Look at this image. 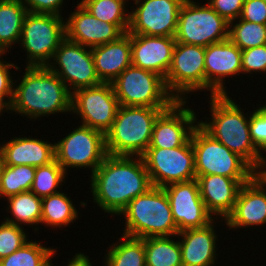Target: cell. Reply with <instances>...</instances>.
Returning a JSON list of instances; mask_svg holds the SVG:
<instances>
[{
  "label": "cell",
  "instance_id": "17",
  "mask_svg": "<svg viewBox=\"0 0 266 266\" xmlns=\"http://www.w3.org/2000/svg\"><path fill=\"white\" fill-rule=\"evenodd\" d=\"M163 189L167 194L178 233L205 227L215 219L205 207L196 179L172 183Z\"/></svg>",
  "mask_w": 266,
  "mask_h": 266
},
{
  "label": "cell",
  "instance_id": "11",
  "mask_svg": "<svg viewBox=\"0 0 266 266\" xmlns=\"http://www.w3.org/2000/svg\"><path fill=\"white\" fill-rule=\"evenodd\" d=\"M204 63L205 47L176 42L165 78L166 87L176 100H188L187 94L205 91Z\"/></svg>",
  "mask_w": 266,
  "mask_h": 266
},
{
  "label": "cell",
  "instance_id": "12",
  "mask_svg": "<svg viewBox=\"0 0 266 266\" xmlns=\"http://www.w3.org/2000/svg\"><path fill=\"white\" fill-rule=\"evenodd\" d=\"M141 157L154 187L196 179L191 139L175 148H147Z\"/></svg>",
  "mask_w": 266,
  "mask_h": 266
},
{
  "label": "cell",
  "instance_id": "22",
  "mask_svg": "<svg viewBox=\"0 0 266 266\" xmlns=\"http://www.w3.org/2000/svg\"><path fill=\"white\" fill-rule=\"evenodd\" d=\"M215 220L216 223L220 221L219 218L214 219L205 227L187 229L177 234L183 266H215L217 264V242L220 238L216 232Z\"/></svg>",
  "mask_w": 266,
  "mask_h": 266
},
{
  "label": "cell",
  "instance_id": "42",
  "mask_svg": "<svg viewBox=\"0 0 266 266\" xmlns=\"http://www.w3.org/2000/svg\"><path fill=\"white\" fill-rule=\"evenodd\" d=\"M28 12L63 16V3L66 0H22Z\"/></svg>",
  "mask_w": 266,
  "mask_h": 266
},
{
  "label": "cell",
  "instance_id": "24",
  "mask_svg": "<svg viewBox=\"0 0 266 266\" xmlns=\"http://www.w3.org/2000/svg\"><path fill=\"white\" fill-rule=\"evenodd\" d=\"M196 180L207 211L224 222L234 208L242 184L234 178L215 174L197 176Z\"/></svg>",
  "mask_w": 266,
  "mask_h": 266
},
{
  "label": "cell",
  "instance_id": "37",
  "mask_svg": "<svg viewBox=\"0 0 266 266\" xmlns=\"http://www.w3.org/2000/svg\"><path fill=\"white\" fill-rule=\"evenodd\" d=\"M250 137L255 147L264 154L266 153V103L254 107L250 111ZM265 152V153H264Z\"/></svg>",
  "mask_w": 266,
  "mask_h": 266
},
{
  "label": "cell",
  "instance_id": "15",
  "mask_svg": "<svg viewBox=\"0 0 266 266\" xmlns=\"http://www.w3.org/2000/svg\"><path fill=\"white\" fill-rule=\"evenodd\" d=\"M128 33L174 37L185 0H133ZM133 10V11H132Z\"/></svg>",
  "mask_w": 266,
  "mask_h": 266
},
{
  "label": "cell",
  "instance_id": "41",
  "mask_svg": "<svg viewBox=\"0 0 266 266\" xmlns=\"http://www.w3.org/2000/svg\"><path fill=\"white\" fill-rule=\"evenodd\" d=\"M239 19L266 24V2L263 0H244Z\"/></svg>",
  "mask_w": 266,
  "mask_h": 266
},
{
  "label": "cell",
  "instance_id": "35",
  "mask_svg": "<svg viewBox=\"0 0 266 266\" xmlns=\"http://www.w3.org/2000/svg\"><path fill=\"white\" fill-rule=\"evenodd\" d=\"M67 175L56 160L48 165L36 167L30 191L40 198L56 194L61 191L59 188L64 184Z\"/></svg>",
  "mask_w": 266,
  "mask_h": 266
},
{
  "label": "cell",
  "instance_id": "3",
  "mask_svg": "<svg viewBox=\"0 0 266 266\" xmlns=\"http://www.w3.org/2000/svg\"><path fill=\"white\" fill-rule=\"evenodd\" d=\"M230 94L209 96L210 117H203L199 125L215 140L221 142L233 153L242 157L257 173L264 165L266 156L255 147L250 137V113L235 100ZM243 109V110H242ZM210 119V120H209Z\"/></svg>",
  "mask_w": 266,
  "mask_h": 266
},
{
  "label": "cell",
  "instance_id": "34",
  "mask_svg": "<svg viewBox=\"0 0 266 266\" xmlns=\"http://www.w3.org/2000/svg\"><path fill=\"white\" fill-rule=\"evenodd\" d=\"M228 38L240 49L266 45V24L236 19L229 23Z\"/></svg>",
  "mask_w": 266,
  "mask_h": 266
},
{
  "label": "cell",
  "instance_id": "43",
  "mask_svg": "<svg viewBox=\"0 0 266 266\" xmlns=\"http://www.w3.org/2000/svg\"><path fill=\"white\" fill-rule=\"evenodd\" d=\"M93 263L89 256H87L85 253H76L72 259H68V264L65 266H92Z\"/></svg>",
  "mask_w": 266,
  "mask_h": 266
},
{
  "label": "cell",
  "instance_id": "28",
  "mask_svg": "<svg viewBox=\"0 0 266 266\" xmlns=\"http://www.w3.org/2000/svg\"><path fill=\"white\" fill-rule=\"evenodd\" d=\"M6 199L8 203L6 208L12 218L5 216L4 220L21 227L28 225L31 228V226H35L33 229L38 232L39 228L36 225H41L42 198L31 191H25Z\"/></svg>",
  "mask_w": 266,
  "mask_h": 266
},
{
  "label": "cell",
  "instance_id": "20",
  "mask_svg": "<svg viewBox=\"0 0 266 266\" xmlns=\"http://www.w3.org/2000/svg\"><path fill=\"white\" fill-rule=\"evenodd\" d=\"M68 15L66 38L88 48L116 41L125 34L116 24L98 20L78 2L76 9Z\"/></svg>",
  "mask_w": 266,
  "mask_h": 266
},
{
  "label": "cell",
  "instance_id": "40",
  "mask_svg": "<svg viewBox=\"0 0 266 266\" xmlns=\"http://www.w3.org/2000/svg\"><path fill=\"white\" fill-rule=\"evenodd\" d=\"M2 56H4V54H0V95L4 96L10 103H12L14 95V80L11 75V69L19 71L20 67L17 66V64L8 63Z\"/></svg>",
  "mask_w": 266,
  "mask_h": 266
},
{
  "label": "cell",
  "instance_id": "45",
  "mask_svg": "<svg viewBox=\"0 0 266 266\" xmlns=\"http://www.w3.org/2000/svg\"><path fill=\"white\" fill-rule=\"evenodd\" d=\"M52 258H53V256L42 266H54V264L52 263V260H51Z\"/></svg>",
  "mask_w": 266,
  "mask_h": 266
},
{
  "label": "cell",
  "instance_id": "25",
  "mask_svg": "<svg viewBox=\"0 0 266 266\" xmlns=\"http://www.w3.org/2000/svg\"><path fill=\"white\" fill-rule=\"evenodd\" d=\"M95 71L102 83L113 82L131 63V34L91 48Z\"/></svg>",
  "mask_w": 266,
  "mask_h": 266
},
{
  "label": "cell",
  "instance_id": "36",
  "mask_svg": "<svg viewBox=\"0 0 266 266\" xmlns=\"http://www.w3.org/2000/svg\"><path fill=\"white\" fill-rule=\"evenodd\" d=\"M24 227L8 223H0V260L8 257L13 252L29 241L28 233Z\"/></svg>",
  "mask_w": 266,
  "mask_h": 266
},
{
  "label": "cell",
  "instance_id": "44",
  "mask_svg": "<svg viewBox=\"0 0 266 266\" xmlns=\"http://www.w3.org/2000/svg\"><path fill=\"white\" fill-rule=\"evenodd\" d=\"M11 111V103L4 97L0 95V116L3 112Z\"/></svg>",
  "mask_w": 266,
  "mask_h": 266
},
{
  "label": "cell",
  "instance_id": "30",
  "mask_svg": "<svg viewBox=\"0 0 266 266\" xmlns=\"http://www.w3.org/2000/svg\"><path fill=\"white\" fill-rule=\"evenodd\" d=\"M178 236L144 238L146 266H183ZM175 240V241H174Z\"/></svg>",
  "mask_w": 266,
  "mask_h": 266
},
{
  "label": "cell",
  "instance_id": "31",
  "mask_svg": "<svg viewBox=\"0 0 266 266\" xmlns=\"http://www.w3.org/2000/svg\"><path fill=\"white\" fill-rule=\"evenodd\" d=\"M129 0H81L82 4L94 17L106 23L116 24L124 33L130 25Z\"/></svg>",
  "mask_w": 266,
  "mask_h": 266
},
{
  "label": "cell",
  "instance_id": "29",
  "mask_svg": "<svg viewBox=\"0 0 266 266\" xmlns=\"http://www.w3.org/2000/svg\"><path fill=\"white\" fill-rule=\"evenodd\" d=\"M109 246L103 266H146L144 239L121 235Z\"/></svg>",
  "mask_w": 266,
  "mask_h": 266
},
{
  "label": "cell",
  "instance_id": "26",
  "mask_svg": "<svg viewBox=\"0 0 266 266\" xmlns=\"http://www.w3.org/2000/svg\"><path fill=\"white\" fill-rule=\"evenodd\" d=\"M27 13L22 0H0V54L19 44Z\"/></svg>",
  "mask_w": 266,
  "mask_h": 266
},
{
  "label": "cell",
  "instance_id": "5",
  "mask_svg": "<svg viewBox=\"0 0 266 266\" xmlns=\"http://www.w3.org/2000/svg\"><path fill=\"white\" fill-rule=\"evenodd\" d=\"M165 109L119 105L113 125L105 134L107 154L142 156L150 145L154 122Z\"/></svg>",
  "mask_w": 266,
  "mask_h": 266
},
{
  "label": "cell",
  "instance_id": "21",
  "mask_svg": "<svg viewBox=\"0 0 266 266\" xmlns=\"http://www.w3.org/2000/svg\"><path fill=\"white\" fill-rule=\"evenodd\" d=\"M174 37L131 34V63L164 79L172 63Z\"/></svg>",
  "mask_w": 266,
  "mask_h": 266
},
{
  "label": "cell",
  "instance_id": "33",
  "mask_svg": "<svg viewBox=\"0 0 266 266\" xmlns=\"http://www.w3.org/2000/svg\"><path fill=\"white\" fill-rule=\"evenodd\" d=\"M40 241L29 240L8 257L0 260V266H42L57 252Z\"/></svg>",
  "mask_w": 266,
  "mask_h": 266
},
{
  "label": "cell",
  "instance_id": "46",
  "mask_svg": "<svg viewBox=\"0 0 266 266\" xmlns=\"http://www.w3.org/2000/svg\"><path fill=\"white\" fill-rule=\"evenodd\" d=\"M0 174H1V159H0ZM0 198H1V195H0Z\"/></svg>",
  "mask_w": 266,
  "mask_h": 266
},
{
  "label": "cell",
  "instance_id": "19",
  "mask_svg": "<svg viewBox=\"0 0 266 266\" xmlns=\"http://www.w3.org/2000/svg\"><path fill=\"white\" fill-rule=\"evenodd\" d=\"M224 221L230 230L266 225V181L259 173L241 186L234 208Z\"/></svg>",
  "mask_w": 266,
  "mask_h": 266
},
{
  "label": "cell",
  "instance_id": "4",
  "mask_svg": "<svg viewBox=\"0 0 266 266\" xmlns=\"http://www.w3.org/2000/svg\"><path fill=\"white\" fill-rule=\"evenodd\" d=\"M124 216L122 235L134 238L176 236L177 226L165 190L152 186L145 194L135 197L120 213Z\"/></svg>",
  "mask_w": 266,
  "mask_h": 266
},
{
  "label": "cell",
  "instance_id": "14",
  "mask_svg": "<svg viewBox=\"0 0 266 266\" xmlns=\"http://www.w3.org/2000/svg\"><path fill=\"white\" fill-rule=\"evenodd\" d=\"M118 107L112 83H101L72 93L71 114L79 116L80 124L103 134L112 127Z\"/></svg>",
  "mask_w": 266,
  "mask_h": 266
},
{
  "label": "cell",
  "instance_id": "8",
  "mask_svg": "<svg viewBox=\"0 0 266 266\" xmlns=\"http://www.w3.org/2000/svg\"><path fill=\"white\" fill-rule=\"evenodd\" d=\"M64 18L54 14H26L19 41L26 52V66H47L51 62L58 46L66 38Z\"/></svg>",
  "mask_w": 266,
  "mask_h": 266
},
{
  "label": "cell",
  "instance_id": "27",
  "mask_svg": "<svg viewBox=\"0 0 266 266\" xmlns=\"http://www.w3.org/2000/svg\"><path fill=\"white\" fill-rule=\"evenodd\" d=\"M80 214L76 204L68 195L60 191L56 194L42 198L41 225L44 224L55 228H62L72 225Z\"/></svg>",
  "mask_w": 266,
  "mask_h": 266
},
{
  "label": "cell",
  "instance_id": "23",
  "mask_svg": "<svg viewBox=\"0 0 266 266\" xmlns=\"http://www.w3.org/2000/svg\"><path fill=\"white\" fill-rule=\"evenodd\" d=\"M0 159L8 166H45L55 160L54 144L32 136L12 137L3 144L1 142Z\"/></svg>",
  "mask_w": 266,
  "mask_h": 266
},
{
  "label": "cell",
  "instance_id": "7",
  "mask_svg": "<svg viewBox=\"0 0 266 266\" xmlns=\"http://www.w3.org/2000/svg\"><path fill=\"white\" fill-rule=\"evenodd\" d=\"M111 83L121 106L169 108L176 101L162 76L132 64Z\"/></svg>",
  "mask_w": 266,
  "mask_h": 266
},
{
  "label": "cell",
  "instance_id": "18",
  "mask_svg": "<svg viewBox=\"0 0 266 266\" xmlns=\"http://www.w3.org/2000/svg\"><path fill=\"white\" fill-rule=\"evenodd\" d=\"M204 64L205 91H210V96L229 94L224 81L242 74V50L229 38L210 44L205 47Z\"/></svg>",
  "mask_w": 266,
  "mask_h": 266
},
{
  "label": "cell",
  "instance_id": "2",
  "mask_svg": "<svg viewBox=\"0 0 266 266\" xmlns=\"http://www.w3.org/2000/svg\"><path fill=\"white\" fill-rule=\"evenodd\" d=\"M21 81L14 80L11 112L40 119L58 113H71L72 93L47 66H25ZM18 82V84H17Z\"/></svg>",
  "mask_w": 266,
  "mask_h": 266
},
{
  "label": "cell",
  "instance_id": "38",
  "mask_svg": "<svg viewBox=\"0 0 266 266\" xmlns=\"http://www.w3.org/2000/svg\"><path fill=\"white\" fill-rule=\"evenodd\" d=\"M266 73V45L249 48L242 51V73Z\"/></svg>",
  "mask_w": 266,
  "mask_h": 266
},
{
  "label": "cell",
  "instance_id": "9",
  "mask_svg": "<svg viewBox=\"0 0 266 266\" xmlns=\"http://www.w3.org/2000/svg\"><path fill=\"white\" fill-rule=\"evenodd\" d=\"M229 22L222 18L207 2L199 4L185 0L180 7L176 42L207 47L227 40Z\"/></svg>",
  "mask_w": 266,
  "mask_h": 266
},
{
  "label": "cell",
  "instance_id": "1",
  "mask_svg": "<svg viewBox=\"0 0 266 266\" xmlns=\"http://www.w3.org/2000/svg\"><path fill=\"white\" fill-rule=\"evenodd\" d=\"M90 176L94 204L111 216H119L131 200L152 187L141 156L107 155Z\"/></svg>",
  "mask_w": 266,
  "mask_h": 266
},
{
  "label": "cell",
  "instance_id": "39",
  "mask_svg": "<svg viewBox=\"0 0 266 266\" xmlns=\"http://www.w3.org/2000/svg\"><path fill=\"white\" fill-rule=\"evenodd\" d=\"M207 3L230 23L240 17L244 0H208Z\"/></svg>",
  "mask_w": 266,
  "mask_h": 266
},
{
  "label": "cell",
  "instance_id": "13",
  "mask_svg": "<svg viewBox=\"0 0 266 266\" xmlns=\"http://www.w3.org/2000/svg\"><path fill=\"white\" fill-rule=\"evenodd\" d=\"M47 67L65 83L71 93L102 83L95 71L91 48L67 38L60 43Z\"/></svg>",
  "mask_w": 266,
  "mask_h": 266
},
{
  "label": "cell",
  "instance_id": "10",
  "mask_svg": "<svg viewBox=\"0 0 266 266\" xmlns=\"http://www.w3.org/2000/svg\"><path fill=\"white\" fill-rule=\"evenodd\" d=\"M72 130L54 143L55 160L67 174L72 168L92 174L108 155L105 134L82 124Z\"/></svg>",
  "mask_w": 266,
  "mask_h": 266
},
{
  "label": "cell",
  "instance_id": "32",
  "mask_svg": "<svg viewBox=\"0 0 266 266\" xmlns=\"http://www.w3.org/2000/svg\"><path fill=\"white\" fill-rule=\"evenodd\" d=\"M36 167L30 165L8 166L1 162L0 195L5 199L21 192L30 191Z\"/></svg>",
  "mask_w": 266,
  "mask_h": 266
},
{
  "label": "cell",
  "instance_id": "6",
  "mask_svg": "<svg viewBox=\"0 0 266 266\" xmlns=\"http://www.w3.org/2000/svg\"><path fill=\"white\" fill-rule=\"evenodd\" d=\"M197 176L221 175L238 180L242 185L257 172L238 154L215 140L199 124L191 135Z\"/></svg>",
  "mask_w": 266,
  "mask_h": 266
},
{
  "label": "cell",
  "instance_id": "16",
  "mask_svg": "<svg viewBox=\"0 0 266 266\" xmlns=\"http://www.w3.org/2000/svg\"><path fill=\"white\" fill-rule=\"evenodd\" d=\"M187 103V100H176L158 115L148 148H175L191 139L199 119Z\"/></svg>",
  "mask_w": 266,
  "mask_h": 266
}]
</instances>
